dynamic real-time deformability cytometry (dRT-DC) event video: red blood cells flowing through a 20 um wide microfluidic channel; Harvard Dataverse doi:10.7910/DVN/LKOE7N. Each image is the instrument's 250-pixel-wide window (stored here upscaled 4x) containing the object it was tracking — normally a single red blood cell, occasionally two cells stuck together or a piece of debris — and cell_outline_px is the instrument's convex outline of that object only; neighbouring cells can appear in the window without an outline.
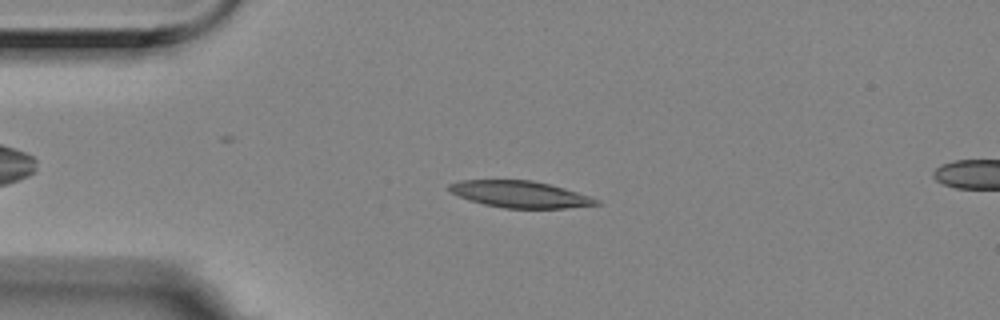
{"species": "Egyptian fruit bat (a non-hibernating species)", "species_latin": "Rousettus aegyptiacus", "temperature_condition": "room temperature", "stored_images_in_passage": 6, "segment_of_instrument_passage": [1, 2], "camera_frame_rate_fps": 3000, "um_per_image_px": 0.085, "animal": {"sex": "female"}, "frame": {"image": 1, "passage_image": 4, "time_ms": 1.0, "image_size_px": [1000, 320], "cell_outline_px": [[600, 204], [564, 208], [504, 208], [484, 204], [460, 196], [452, 192], [448, 188], [448, 184], [460, 180], [532, 180], [564, 188], [600, 200]], "centroid_in_image_um": [44.2, 16.51], "position_along_channel_um": 40.8, "area_um2": 22.48}}